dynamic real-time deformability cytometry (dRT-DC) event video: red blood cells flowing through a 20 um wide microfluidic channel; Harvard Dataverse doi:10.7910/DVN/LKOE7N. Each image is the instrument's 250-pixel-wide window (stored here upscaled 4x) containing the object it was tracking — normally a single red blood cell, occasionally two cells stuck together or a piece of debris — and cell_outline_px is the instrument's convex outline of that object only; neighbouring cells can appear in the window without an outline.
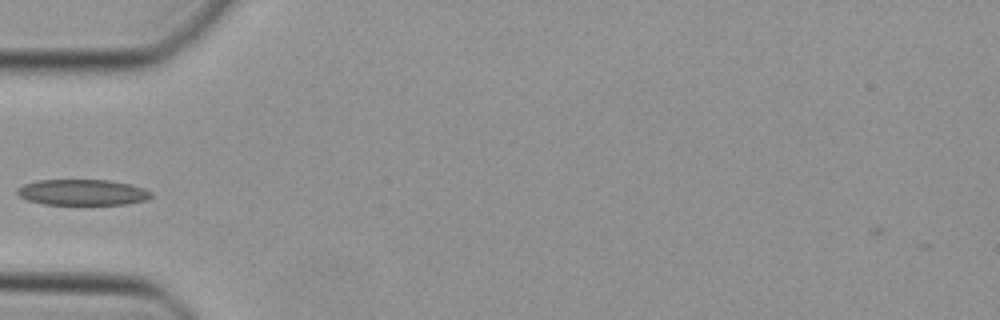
{"species": "Egyptian fruit bat (a non-hibernating species)", "species_latin": "Rousettus aegyptiacus", "temperature_condition": "cold", "stored_images_in_passage": 34, "camera_frame_rate_fps": 3000, "um_per_image_px": 0.085, "animal": {"sex": "female"}, "frame": {"image": 1, "passage_image": 2, "time_ms": 0.333, "image_size_px": [1000, 320], "cell_outline_px": [[152, 196], [148, 200], [128, 204], [44, 204], [28, 200], [20, 196], [16, 192], [16, 188], [24, 184], [36, 180], [108, 180], [132, 184], [144, 188], [152, 192]], "centroid_in_image_um": [7.04, 16.34], "position_along_channel_um": 78.0, "area_um2": 20.29}}
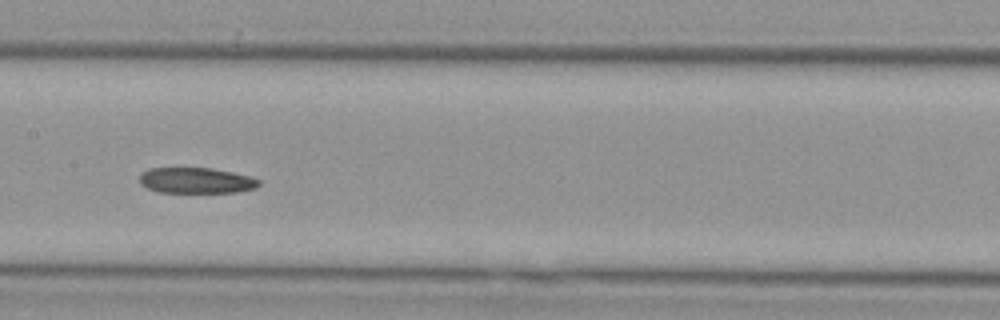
{"frame": {"image": 2, "passage_image": 10, "time_ms": 3.0, "image_size_px": [1000, 320], "cell_outline_px": [[260, 184], [256, 188], [236, 192], [160, 192], [148, 188], [140, 184], [140, 176], [148, 168], [212, 168], [232, 172], [248, 176], [260, 180]], "centroid_in_image_um": [16.68, 15.34], "position_along_channel_um": 190.7, "area_um2": 17.74}}
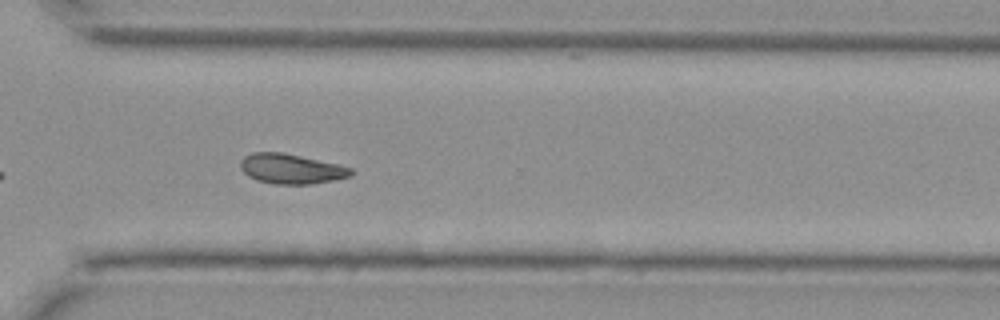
{"frame": {"image": 3, "passage_image": 21, "time_ms": 6.667, "image_size_px": [1000, 320], "cell_outline_px": [[352, 172], [348, 176], [332, 180], [308, 184], [276, 184], [256, 180], [248, 176], [240, 168], [240, 160], [244, 156], [252, 152], [280, 152], [340, 164], [352, 168]], "centroid_in_image_um": [24.7, 14.34], "position_along_channel_um": 345.9, "area_um2": 19.13}}